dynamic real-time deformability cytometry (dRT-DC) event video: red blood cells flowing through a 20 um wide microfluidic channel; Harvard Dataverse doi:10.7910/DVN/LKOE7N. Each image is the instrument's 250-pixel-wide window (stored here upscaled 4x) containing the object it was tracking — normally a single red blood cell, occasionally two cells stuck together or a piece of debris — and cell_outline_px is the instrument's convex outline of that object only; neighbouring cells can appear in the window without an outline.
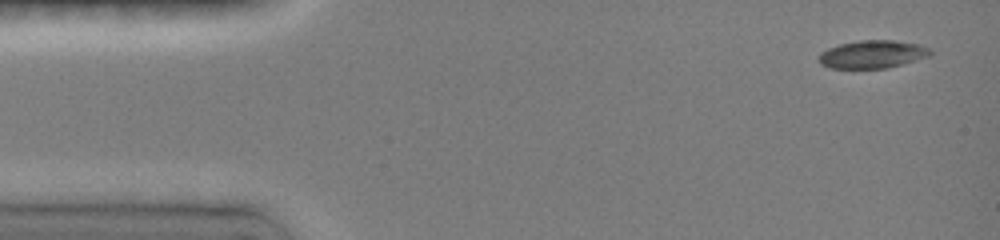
{"species": "common noctule bat (a hibernating species)", "species_latin": "Nyctalus noctula", "temperature_condition": "room temperature", "stored_images_in_passage": 5, "camera_frame_rate_fps": 3000, "um_per_image_px": 0.085, "animal": {"sex": "female", "body_mass_g": 19.0, "forearm_length_mm": 51.5}, "frame": {"image": 1, "passage_image": 1, "time_ms": 0.0, "image_size_px": [1000, 240], "cell_outline_px": [[932, 56], [888, 68], [832, 68], [820, 64], [816, 60], [820, 52], [828, 48], [840, 44], [860, 40], [892, 40], [920, 44], [928, 48], [932, 52]], "centroid_in_image_um": [74.16, 4.62], "position_along_channel_um": 10.8, "area_um2": 18.32}}